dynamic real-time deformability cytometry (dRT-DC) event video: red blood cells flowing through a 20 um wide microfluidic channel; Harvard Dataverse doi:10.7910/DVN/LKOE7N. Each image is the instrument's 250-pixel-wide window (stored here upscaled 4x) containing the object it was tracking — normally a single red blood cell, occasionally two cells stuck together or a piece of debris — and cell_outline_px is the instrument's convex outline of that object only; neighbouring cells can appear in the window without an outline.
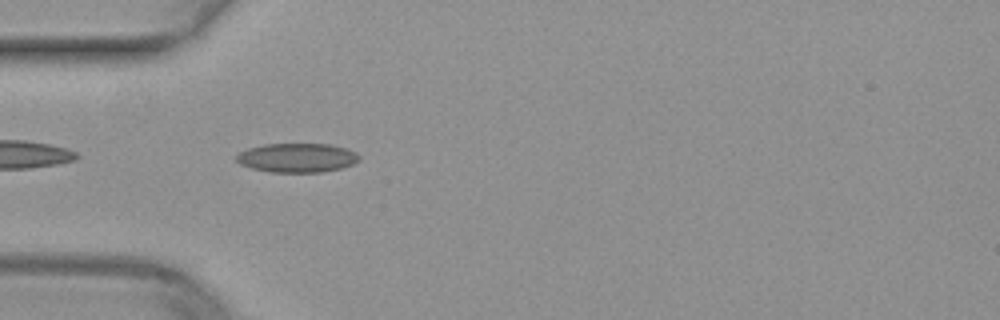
{"species": "common noctule bat (a hibernating species)", "species_latin": "Nyctalus noctula", "temperature_condition": "warm", "stored_images_in_passage": 37, "camera_frame_rate_fps": 3000, "um_per_image_px": 0.085, "animal": {"sex": "female", "body_mass_g": 29.2, "forearm_length_mm": 56.3}, "frame": {"image": 1, "passage_image": 2, "time_ms": 0.333, "image_size_px": [1000, 320], "cell_outline_px": [[360, 160], [352, 164], [340, 168], [320, 172], [268, 172], [252, 168], [240, 164], [236, 160], [236, 156], [240, 152], [248, 148], [264, 144], [332, 144], [348, 148], [356, 152], [360, 156]], "centroid_in_image_um": [25.27, 13.4], "position_along_channel_um": 59.7, "area_um2": 20.92}}
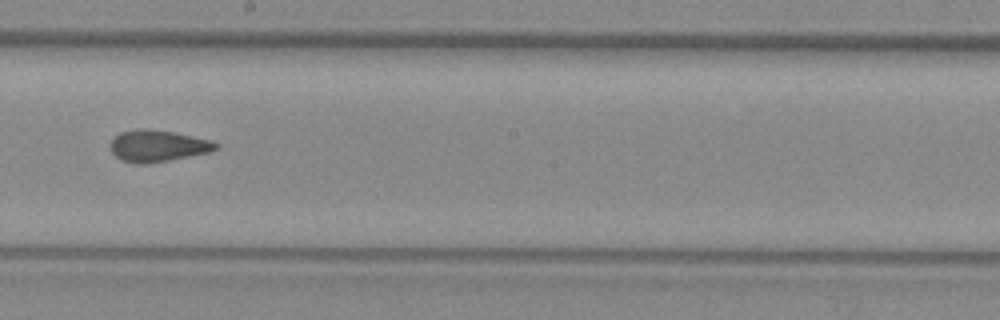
{"frame": {"image": 2, "passage_image": 15, "time_ms": 4.667, "image_size_px": [1000, 320], "cell_outline_px": [[220, 148], [208, 152], [148, 164], [136, 164], [120, 160], [112, 152], [108, 144], [120, 132], [136, 128], [148, 128], [172, 132], [212, 140], [220, 144]], "centroid_in_image_um": [13.38, 12.39], "position_along_channel_um": 234.8, "area_um2": 19.59}}
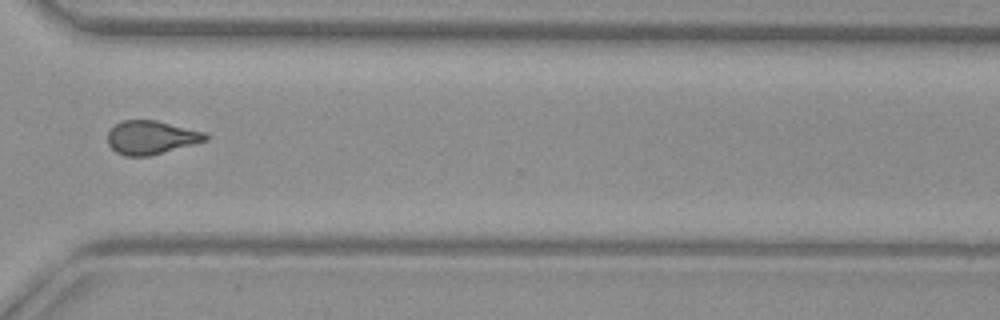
{"frame": {"image": 3, "passage_image": 24, "time_ms": 7.667, "image_size_px": [1000, 320], "cell_outline_px": [[208, 140], [148, 156], [124, 156], [116, 152], [108, 144], [108, 132], [116, 124], [124, 120], [156, 120], [204, 132], [208, 136]], "centroid_in_image_um": [12.83, 11.68], "position_along_channel_um": 357.8, "area_um2": 18.9}}